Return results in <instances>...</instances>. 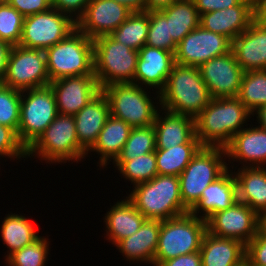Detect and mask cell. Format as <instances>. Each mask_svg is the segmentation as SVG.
Instances as JSON below:
<instances>
[{
	"mask_svg": "<svg viewBox=\"0 0 266 266\" xmlns=\"http://www.w3.org/2000/svg\"><path fill=\"white\" fill-rule=\"evenodd\" d=\"M49 238L39 236L35 241L5 258L7 266H45L49 254Z\"/></svg>",
	"mask_w": 266,
	"mask_h": 266,
	"instance_id": "37",
	"label": "cell"
},
{
	"mask_svg": "<svg viewBox=\"0 0 266 266\" xmlns=\"http://www.w3.org/2000/svg\"><path fill=\"white\" fill-rule=\"evenodd\" d=\"M91 0H52V8L67 14L75 22L84 14Z\"/></svg>",
	"mask_w": 266,
	"mask_h": 266,
	"instance_id": "44",
	"label": "cell"
},
{
	"mask_svg": "<svg viewBox=\"0 0 266 266\" xmlns=\"http://www.w3.org/2000/svg\"><path fill=\"white\" fill-rule=\"evenodd\" d=\"M253 20L266 26V0H252Z\"/></svg>",
	"mask_w": 266,
	"mask_h": 266,
	"instance_id": "48",
	"label": "cell"
},
{
	"mask_svg": "<svg viewBox=\"0 0 266 266\" xmlns=\"http://www.w3.org/2000/svg\"><path fill=\"white\" fill-rule=\"evenodd\" d=\"M126 197L146 219L162 221L189 212L181 200L178 176L156 175L134 186Z\"/></svg>",
	"mask_w": 266,
	"mask_h": 266,
	"instance_id": "3",
	"label": "cell"
},
{
	"mask_svg": "<svg viewBox=\"0 0 266 266\" xmlns=\"http://www.w3.org/2000/svg\"><path fill=\"white\" fill-rule=\"evenodd\" d=\"M231 47L232 41L228 37L199 25L177 44L175 63L199 67L214 57L229 53Z\"/></svg>",
	"mask_w": 266,
	"mask_h": 266,
	"instance_id": "13",
	"label": "cell"
},
{
	"mask_svg": "<svg viewBox=\"0 0 266 266\" xmlns=\"http://www.w3.org/2000/svg\"><path fill=\"white\" fill-rule=\"evenodd\" d=\"M251 117L238 97L212 98L195 118V135L203 147L225 148Z\"/></svg>",
	"mask_w": 266,
	"mask_h": 266,
	"instance_id": "1",
	"label": "cell"
},
{
	"mask_svg": "<svg viewBox=\"0 0 266 266\" xmlns=\"http://www.w3.org/2000/svg\"><path fill=\"white\" fill-rule=\"evenodd\" d=\"M199 16L239 5L243 0H193Z\"/></svg>",
	"mask_w": 266,
	"mask_h": 266,
	"instance_id": "45",
	"label": "cell"
},
{
	"mask_svg": "<svg viewBox=\"0 0 266 266\" xmlns=\"http://www.w3.org/2000/svg\"><path fill=\"white\" fill-rule=\"evenodd\" d=\"M117 170L125 180L131 181L133 186L150 181L158 175L155 152L123 161Z\"/></svg>",
	"mask_w": 266,
	"mask_h": 266,
	"instance_id": "36",
	"label": "cell"
},
{
	"mask_svg": "<svg viewBox=\"0 0 266 266\" xmlns=\"http://www.w3.org/2000/svg\"><path fill=\"white\" fill-rule=\"evenodd\" d=\"M110 116L109 102L102 90L74 115L77 139L88 153Z\"/></svg>",
	"mask_w": 266,
	"mask_h": 266,
	"instance_id": "24",
	"label": "cell"
},
{
	"mask_svg": "<svg viewBox=\"0 0 266 266\" xmlns=\"http://www.w3.org/2000/svg\"><path fill=\"white\" fill-rule=\"evenodd\" d=\"M156 131L153 125L132 128L127 142L113 162L117 168L123 161L156 151Z\"/></svg>",
	"mask_w": 266,
	"mask_h": 266,
	"instance_id": "34",
	"label": "cell"
},
{
	"mask_svg": "<svg viewBox=\"0 0 266 266\" xmlns=\"http://www.w3.org/2000/svg\"><path fill=\"white\" fill-rule=\"evenodd\" d=\"M231 51L245 72L266 70V26L253 20L250 26L232 41Z\"/></svg>",
	"mask_w": 266,
	"mask_h": 266,
	"instance_id": "22",
	"label": "cell"
},
{
	"mask_svg": "<svg viewBox=\"0 0 266 266\" xmlns=\"http://www.w3.org/2000/svg\"><path fill=\"white\" fill-rule=\"evenodd\" d=\"M24 16L7 2L0 4V40L12 46L19 45Z\"/></svg>",
	"mask_w": 266,
	"mask_h": 266,
	"instance_id": "39",
	"label": "cell"
},
{
	"mask_svg": "<svg viewBox=\"0 0 266 266\" xmlns=\"http://www.w3.org/2000/svg\"><path fill=\"white\" fill-rule=\"evenodd\" d=\"M198 68L212 98L238 96L245 71L232 51L214 57Z\"/></svg>",
	"mask_w": 266,
	"mask_h": 266,
	"instance_id": "15",
	"label": "cell"
},
{
	"mask_svg": "<svg viewBox=\"0 0 266 266\" xmlns=\"http://www.w3.org/2000/svg\"><path fill=\"white\" fill-rule=\"evenodd\" d=\"M202 147L201 144H180L167 149H156L158 175L179 176Z\"/></svg>",
	"mask_w": 266,
	"mask_h": 266,
	"instance_id": "32",
	"label": "cell"
},
{
	"mask_svg": "<svg viewBox=\"0 0 266 266\" xmlns=\"http://www.w3.org/2000/svg\"><path fill=\"white\" fill-rule=\"evenodd\" d=\"M239 100L253 113L266 104V70L244 72L240 85Z\"/></svg>",
	"mask_w": 266,
	"mask_h": 266,
	"instance_id": "35",
	"label": "cell"
},
{
	"mask_svg": "<svg viewBox=\"0 0 266 266\" xmlns=\"http://www.w3.org/2000/svg\"><path fill=\"white\" fill-rule=\"evenodd\" d=\"M160 229L161 220L146 219L137 232L119 241L116 247L127 261L151 263L154 266Z\"/></svg>",
	"mask_w": 266,
	"mask_h": 266,
	"instance_id": "25",
	"label": "cell"
},
{
	"mask_svg": "<svg viewBox=\"0 0 266 266\" xmlns=\"http://www.w3.org/2000/svg\"><path fill=\"white\" fill-rule=\"evenodd\" d=\"M229 169L203 190L201 198L189 211L192 215L206 221L214 213L228 209L238 201L236 178L233 170ZM199 213H203L202 216Z\"/></svg>",
	"mask_w": 266,
	"mask_h": 266,
	"instance_id": "23",
	"label": "cell"
},
{
	"mask_svg": "<svg viewBox=\"0 0 266 266\" xmlns=\"http://www.w3.org/2000/svg\"><path fill=\"white\" fill-rule=\"evenodd\" d=\"M200 255L202 266H242L245 263L246 245L232 238L203 237Z\"/></svg>",
	"mask_w": 266,
	"mask_h": 266,
	"instance_id": "26",
	"label": "cell"
},
{
	"mask_svg": "<svg viewBox=\"0 0 266 266\" xmlns=\"http://www.w3.org/2000/svg\"><path fill=\"white\" fill-rule=\"evenodd\" d=\"M109 210L103 219L107 240L113 245L137 232L146 220L127 197L117 201Z\"/></svg>",
	"mask_w": 266,
	"mask_h": 266,
	"instance_id": "27",
	"label": "cell"
},
{
	"mask_svg": "<svg viewBox=\"0 0 266 266\" xmlns=\"http://www.w3.org/2000/svg\"><path fill=\"white\" fill-rule=\"evenodd\" d=\"M6 156L11 160L26 158L27 149L20 142L14 129L0 125V157Z\"/></svg>",
	"mask_w": 266,
	"mask_h": 266,
	"instance_id": "41",
	"label": "cell"
},
{
	"mask_svg": "<svg viewBox=\"0 0 266 266\" xmlns=\"http://www.w3.org/2000/svg\"><path fill=\"white\" fill-rule=\"evenodd\" d=\"M94 75L99 87L114 83H133L138 51L116 41L111 35L93 40Z\"/></svg>",
	"mask_w": 266,
	"mask_h": 266,
	"instance_id": "7",
	"label": "cell"
},
{
	"mask_svg": "<svg viewBox=\"0 0 266 266\" xmlns=\"http://www.w3.org/2000/svg\"><path fill=\"white\" fill-rule=\"evenodd\" d=\"M176 0H145L144 11H160L169 7Z\"/></svg>",
	"mask_w": 266,
	"mask_h": 266,
	"instance_id": "49",
	"label": "cell"
},
{
	"mask_svg": "<svg viewBox=\"0 0 266 266\" xmlns=\"http://www.w3.org/2000/svg\"><path fill=\"white\" fill-rule=\"evenodd\" d=\"M143 87L134 83H114L103 87L101 90L109 102L110 115L132 128L153 125L160 102L152 101Z\"/></svg>",
	"mask_w": 266,
	"mask_h": 266,
	"instance_id": "8",
	"label": "cell"
},
{
	"mask_svg": "<svg viewBox=\"0 0 266 266\" xmlns=\"http://www.w3.org/2000/svg\"><path fill=\"white\" fill-rule=\"evenodd\" d=\"M3 85L18 91L50 84L44 50L12 46Z\"/></svg>",
	"mask_w": 266,
	"mask_h": 266,
	"instance_id": "11",
	"label": "cell"
},
{
	"mask_svg": "<svg viewBox=\"0 0 266 266\" xmlns=\"http://www.w3.org/2000/svg\"><path fill=\"white\" fill-rule=\"evenodd\" d=\"M88 154L78 142L74 115L58 114L27 149V158L36 155L49 164L67 161L78 163Z\"/></svg>",
	"mask_w": 266,
	"mask_h": 266,
	"instance_id": "5",
	"label": "cell"
},
{
	"mask_svg": "<svg viewBox=\"0 0 266 266\" xmlns=\"http://www.w3.org/2000/svg\"><path fill=\"white\" fill-rule=\"evenodd\" d=\"M145 45L168 50L174 54L176 52L177 44L169 36L168 21L159 11L149 12V28Z\"/></svg>",
	"mask_w": 266,
	"mask_h": 266,
	"instance_id": "38",
	"label": "cell"
},
{
	"mask_svg": "<svg viewBox=\"0 0 266 266\" xmlns=\"http://www.w3.org/2000/svg\"><path fill=\"white\" fill-rule=\"evenodd\" d=\"M118 3L124 4L132 11H144L145 0H114Z\"/></svg>",
	"mask_w": 266,
	"mask_h": 266,
	"instance_id": "50",
	"label": "cell"
},
{
	"mask_svg": "<svg viewBox=\"0 0 266 266\" xmlns=\"http://www.w3.org/2000/svg\"><path fill=\"white\" fill-rule=\"evenodd\" d=\"M21 91L0 83V125L16 132L20 123Z\"/></svg>",
	"mask_w": 266,
	"mask_h": 266,
	"instance_id": "40",
	"label": "cell"
},
{
	"mask_svg": "<svg viewBox=\"0 0 266 266\" xmlns=\"http://www.w3.org/2000/svg\"><path fill=\"white\" fill-rule=\"evenodd\" d=\"M158 266H202L200 252L180 255L176 258L161 262Z\"/></svg>",
	"mask_w": 266,
	"mask_h": 266,
	"instance_id": "46",
	"label": "cell"
},
{
	"mask_svg": "<svg viewBox=\"0 0 266 266\" xmlns=\"http://www.w3.org/2000/svg\"><path fill=\"white\" fill-rule=\"evenodd\" d=\"M19 115L17 135L28 149L58 115L56 98L51 86L21 91Z\"/></svg>",
	"mask_w": 266,
	"mask_h": 266,
	"instance_id": "10",
	"label": "cell"
},
{
	"mask_svg": "<svg viewBox=\"0 0 266 266\" xmlns=\"http://www.w3.org/2000/svg\"><path fill=\"white\" fill-rule=\"evenodd\" d=\"M4 2H6V0H0V4H2V3H4Z\"/></svg>",
	"mask_w": 266,
	"mask_h": 266,
	"instance_id": "53",
	"label": "cell"
},
{
	"mask_svg": "<svg viewBox=\"0 0 266 266\" xmlns=\"http://www.w3.org/2000/svg\"><path fill=\"white\" fill-rule=\"evenodd\" d=\"M0 231L4 245L6 244L7 248H9L7 255L4 256L6 258L13 252L32 243L40 236L36 232L37 230L32 221L23 215L15 213H8L4 217Z\"/></svg>",
	"mask_w": 266,
	"mask_h": 266,
	"instance_id": "31",
	"label": "cell"
},
{
	"mask_svg": "<svg viewBox=\"0 0 266 266\" xmlns=\"http://www.w3.org/2000/svg\"><path fill=\"white\" fill-rule=\"evenodd\" d=\"M159 100L161 109L195 119L212 97L198 67L175 63Z\"/></svg>",
	"mask_w": 266,
	"mask_h": 266,
	"instance_id": "2",
	"label": "cell"
},
{
	"mask_svg": "<svg viewBox=\"0 0 266 266\" xmlns=\"http://www.w3.org/2000/svg\"><path fill=\"white\" fill-rule=\"evenodd\" d=\"M49 85L61 115H75L101 91L95 75L63 77Z\"/></svg>",
	"mask_w": 266,
	"mask_h": 266,
	"instance_id": "17",
	"label": "cell"
},
{
	"mask_svg": "<svg viewBox=\"0 0 266 266\" xmlns=\"http://www.w3.org/2000/svg\"><path fill=\"white\" fill-rule=\"evenodd\" d=\"M207 232L222 238H232L247 245L258 232L259 215L248 205L237 201L218 211L207 220Z\"/></svg>",
	"mask_w": 266,
	"mask_h": 266,
	"instance_id": "14",
	"label": "cell"
},
{
	"mask_svg": "<svg viewBox=\"0 0 266 266\" xmlns=\"http://www.w3.org/2000/svg\"><path fill=\"white\" fill-rule=\"evenodd\" d=\"M149 12L133 11L110 35L118 42L139 51L147 40Z\"/></svg>",
	"mask_w": 266,
	"mask_h": 266,
	"instance_id": "33",
	"label": "cell"
},
{
	"mask_svg": "<svg viewBox=\"0 0 266 266\" xmlns=\"http://www.w3.org/2000/svg\"><path fill=\"white\" fill-rule=\"evenodd\" d=\"M159 12L167 19L169 36L176 44L200 25V16L193 0H176Z\"/></svg>",
	"mask_w": 266,
	"mask_h": 266,
	"instance_id": "30",
	"label": "cell"
},
{
	"mask_svg": "<svg viewBox=\"0 0 266 266\" xmlns=\"http://www.w3.org/2000/svg\"><path fill=\"white\" fill-rule=\"evenodd\" d=\"M223 157H225L223 159ZM225 148L202 147L178 176L183 205L190 211L202 196L203 190L229 167Z\"/></svg>",
	"mask_w": 266,
	"mask_h": 266,
	"instance_id": "9",
	"label": "cell"
},
{
	"mask_svg": "<svg viewBox=\"0 0 266 266\" xmlns=\"http://www.w3.org/2000/svg\"><path fill=\"white\" fill-rule=\"evenodd\" d=\"M206 232V221L190 212L162 220L154 266L180 255L199 252Z\"/></svg>",
	"mask_w": 266,
	"mask_h": 266,
	"instance_id": "6",
	"label": "cell"
},
{
	"mask_svg": "<svg viewBox=\"0 0 266 266\" xmlns=\"http://www.w3.org/2000/svg\"><path fill=\"white\" fill-rule=\"evenodd\" d=\"M258 231L266 237V213L259 215Z\"/></svg>",
	"mask_w": 266,
	"mask_h": 266,
	"instance_id": "52",
	"label": "cell"
},
{
	"mask_svg": "<svg viewBox=\"0 0 266 266\" xmlns=\"http://www.w3.org/2000/svg\"><path fill=\"white\" fill-rule=\"evenodd\" d=\"M245 263L248 266H266V237L259 231L246 245Z\"/></svg>",
	"mask_w": 266,
	"mask_h": 266,
	"instance_id": "42",
	"label": "cell"
},
{
	"mask_svg": "<svg viewBox=\"0 0 266 266\" xmlns=\"http://www.w3.org/2000/svg\"><path fill=\"white\" fill-rule=\"evenodd\" d=\"M225 151L228 163L232 159L243 163L241 167H266V130L258 126L242 129L233 136Z\"/></svg>",
	"mask_w": 266,
	"mask_h": 266,
	"instance_id": "20",
	"label": "cell"
},
{
	"mask_svg": "<svg viewBox=\"0 0 266 266\" xmlns=\"http://www.w3.org/2000/svg\"><path fill=\"white\" fill-rule=\"evenodd\" d=\"M174 64L175 56L173 52L144 45L138 51L133 83L139 86L145 85L146 88H152V91L153 87L158 89V91H155L158 95L152 98H155L158 102L160 101L159 93L164 88Z\"/></svg>",
	"mask_w": 266,
	"mask_h": 266,
	"instance_id": "18",
	"label": "cell"
},
{
	"mask_svg": "<svg viewBox=\"0 0 266 266\" xmlns=\"http://www.w3.org/2000/svg\"><path fill=\"white\" fill-rule=\"evenodd\" d=\"M6 2L24 17L44 12L52 8V0H6Z\"/></svg>",
	"mask_w": 266,
	"mask_h": 266,
	"instance_id": "43",
	"label": "cell"
},
{
	"mask_svg": "<svg viewBox=\"0 0 266 266\" xmlns=\"http://www.w3.org/2000/svg\"><path fill=\"white\" fill-rule=\"evenodd\" d=\"M132 127L125 121L115 118L110 115L104 124V127L99 133L98 139L92 148L88 151L100 155V168H106L109 162H113L119 156L124 144L129 138Z\"/></svg>",
	"mask_w": 266,
	"mask_h": 266,
	"instance_id": "29",
	"label": "cell"
},
{
	"mask_svg": "<svg viewBox=\"0 0 266 266\" xmlns=\"http://www.w3.org/2000/svg\"><path fill=\"white\" fill-rule=\"evenodd\" d=\"M50 82L71 76L94 75L93 40L77 28L45 50Z\"/></svg>",
	"mask_w": 266,
	"mask_h": 266,
	"instance_id": "4",
	"label": "cell"
},
{
	"mask_svg": "<svg viewBox=\"0 0 266 266\" xmlns=\"http://www.w3.org/2000/svg\"><path fill=\"white\" fill-rule=\"evenodd\" d=\"M254 114L256 115L258 127L266 130V104L260 106L256 111L252 113V116L254 117ZM260 124V125H259Z\"/></svg>",
	"mask_w": 266,
	"mask_h": 266,
	"instance_id": "51",
	"label": "cell"
},
{
	"mask_svg": "<svg viewBox=\"0 0 266 266\" xmlns=\"http://www.w3.org/2000/svg\"><path fill=\"white\" fill-rule=\"evenodd\" d=\"M233 174L238 201L248 205L258 215L266 213V167H241Z\"/></svg>",
	"mask_w": 266,
	"mask_h": 266,
	"instance_id": "28",
	"label": "cell"
},
{
	"mask_svg": "<svg viewBox=\"0 0 266 266\" xmlns=\"http://www.w3.org/2000/svg\"><path fill=\"white\" fill-rule=\"evenodd\" d=\"M76 29V22L67 14L51 8L24 17L19 45L29 49L46 50L61 42Z\"/></svg>",
	"mask_w": 266,
	"mask_h": 266,
	"instance_id": "12",
	"label": "cell"
},
{
	"mask_svg": "<svg viewBox=\"0 0 266 266\" xmlns=\"http://www.w3.org/2000/svg\"><path fill=\"white\" fill-rule=\"evenodd\" d=\"M12 45L0 40V83L3 82L8 64V57L11 51Z\"/></svg>",
	"mask_w": 266,
	"mask_h": 266,
	"instance_id": "47",
	"label": "cell"
},
{
	"mask_svg": "<svg viewBox=\"0 0 266 266\" xmlns=\"http://www.w3.org/2000/svg\"><path fill=\"white\" fill-rule=\"evenodd\" d=\"M124 4L114 0H91L76 28L90 39L110 35L132 13Z\"/></svg>",
	"mask_w": 266,
	"mask_h": 266,
	"instance_id": "16",
	"label": "cell"
},
{
	"mask_svg": "<svg viewBox=\"0 0 266 266\" xmlns=\"http://www.w3.org/2000/svg\"><path fill=\"white\" fill-rule=\"evenodd\" d=\"M162 110L157 111L153 124L156 131V149H167L180 144H201L195 135L193 117Z\"/></svg>",
	"mask_w": 266,
	"mask_h": 266,
	"instance_id": "19",
	"label": "cell"
},
{
	"mask_svg": "<svg viewBox=\"0 0 266 266\" xmlns=\"http://www.w3.org/2000/svg\"><path fill=\"white\" fill-rule=\"evenodd\" d=\"M252 21V0H243L239 5L200 16V26L205 30L222 34L231 41L244 32Z\"/></svg>",
	"mask_w": 266,
	"mask_h": 266,
	"instance_id": "21",
	"label": "cell"
}]
</instances>
